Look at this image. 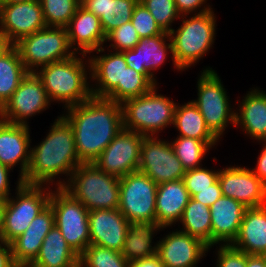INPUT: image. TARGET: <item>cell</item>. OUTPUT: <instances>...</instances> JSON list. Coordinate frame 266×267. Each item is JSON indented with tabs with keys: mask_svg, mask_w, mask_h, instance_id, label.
<instances>
[{
	"mask_svg": "<svg viewBox=\"0 0 266 267\" xmlns=\"http://www.w3.org/2000/svg\"><path fill=\"white\" fill-rule=\"evenodd\" d=\"M62 115L74 132L76 152L83 163H92L124 128L121 103L91 96L66 108Z\"/></svg>",
	"mask_w": 266,
	"mask_h": 267,
	"instance_id": "cell-1",
	"label": "cell"
},
{
	"mask_svg": "<svg viewBox=\"0 0 266 267\" xmlns=\"http://www.w3.org/2000/svg\"><path fill=\"white\" fill-rule=\"evenodd\" d=\"M30 150V163L22 179L29 185H53L56 177L70 176L83 163L76 152L73 128L61 115L51 125L46 138Z\"/></svg>",
	"mask_w": 266,
	"mask_h": 267,
	"instance_id": "cell-2",
	"label": "cell"
},
{
	"mask_svg": "<svg viewBox=\"0 0 266 267\" xmlns=\"http://www.w3.org/2000/svg\"><path fill=\"white\" fill-rule=\"evenodd\" d=\"M84 57L86 58L87 55L82 54L79 58L76 54L68 59L43 66L35 72L42 80L50 102L65 103L66 109L92 96L89 82H87L90 78L88 77V73L90 74L89 57L87 61Z\"/></svg>",
	"mask_w": 266,
	"mask_h": 267,
	"instance_id": "cell-3",
	"label": "cell"
},
{
	"mask_svg": "<svg viewBox=\"0 0 266 267\" xmlns=\"http://www.w3.org/2000/svg\"><path fill=\"white\" fill-rule=\"evenodd\" d=\"M59 179L56 186L63 187L89 211L119 208L120 178L103 172L93 162L81 163L67 181Z\"/></svg>",
	"mask_w": 266,
	"mask_h": 267,
	"instance_id": "cell-4",
	"label": "cell"
},
{
	"mask_svg": "<svg viewBox=\"0 0 266 267\" xmlns=\"http://www.w3.org/2000/svg\"><path fill=\"white\" fill-rule=\"evenodd\" d=\"M193 15L189 19L187 15H181V26L169 32L172 61L174 68L179 71L187 70L199 62L215 40L216 16L213 10Z\"/></svg>",
	"mask_w": 266,
	"mask_h": 267,
	"instance_id": "cell-5",
	"label": "cell"
},
{
	"mask_svg": "<svg viewBox=\"0 0 266 267\" xmlns=\"http://www.w3.org/2000/svg\"><path fill=\"white\" fill-rule=\"evenodd\" d=\"M156 91L154 86L148 93L121 103L124 129L156 136L158 131L173 125L177 103Z\"/></svg>",
	"mask_w": 266,
	"mask_h": 267,
	"instance_id": "cell-6",
	"label": "cell"
},
{
	"mask_svg": "<svg viewBox=\"0 0 266 267\" xmlns=\"http://www.w3.org/2000/svg\"><path fill=\"white\" fill-rule=\"evenodd\" d=\"M15 191L16 199L10 196L4 210L2 242L8 244L26 231L32 220L49 205L52 189L48 185L25 184L19 178Z\"/></svg>",
	"mask_w": 266,
	"mask_h": 267,
	"instance_id": "cell-7",
	"label": "cell"
},
{
	"mask_svg": "<svg viewBox=\"0 0 266 267\" xmlns=\"http://www.w3.org/2000/svg\"><path fill=\"white\" fill-rule=\"evenodd\" d=\"M13 46L28 72H36L39 67L77 54L70 46L65 27L46 26L23 37Z\"/></svg>",
	"mask_w": 266,
	"mask_h": 267,
	"instance_id": "cell-8",
	"label": "cell"
},
{
	"mask_svg": "<svg viewBox=\"0 0 266 267\" xmlns=\"http://www.w3.org/2000/svg\"><path fill=\"white\" fill-rule=\"evenodd\" d=\"M51 191L49 204L54 213V225L67 244L80 255L90 245L89 210L63 187Z\"/></svg>",
	"mask_w": 266,
	"mask_h": 267,
	"instance_id": "cell-9",
	"label": "cell"
},
{
	"mask_svg": "<svg viewBox=\"0 0 266 267\" xmlns=\"http://www.w3.org/2000/svg\"><path fill=\"white\" fill-rule=\"evenodd\" d=\"M198 97L192 100L210 131L219 139L229 123L234 126L235 110L217 72L206 68L197 81Z\"/></svg>",
	"mask_w": 266,
	"mask_h": 267,
	"instance_id": "cell-10",
	"label": "cell"
},
{
	"mask_svg": "<svg viewBox=\"0 0 266 267\" xmlns=\"http://www.w3.org/2000/svg\"><path fill=\"white\" fill-rule=\"evenodd\" d=\"M157 187L140 171L120 178L118 209L129 222H156Z\"/></svg>",
	"mask_w": 266,
	"mask_h": 267,
	"instance_id": "cell-11",
	"label": "cell"
},
{
	"mask_svg": "<svg viewBox=\"0 0 266 267\" xmlns=\"http://www.w3.org/2000/svg\"><path fill=\"white\" fill-rule=\"evenodd\" d=\"M50 105L42 80L35 72H28L0 108V119L7 123L28 125L27 119L46 110Z\"/></svg>",
	"mask_w": 266,
	"mask_h": 267,
	"instance_id": "cell-12",
	"label": "cell"
},
{
	"mask_svg": "<svg viewBox=\"0 0 266 267\" xmlns=\"http://www.w3.org/2000/svg\"><path fill=\"white\" fill-rule=\"evenodd\" d=\"M139 171L156 184L181 180L186 173L169 141L158 136H144L141 143Z\"/></svg>",
	"mask_w": 266,
	"mask_h": 267,
	"instance_id": "cell-13",
	"label": "cell"
},
{
	"mask_svg": "<svg viewBox=\"0 0 266 267\" xmlns=\"http://www.w3.org/2000/svg\"><path fill=\"white\" fill-rule=\"evenodd\" d=\"M143 138L144 135L123 128L93 163L103 172L119 178L139 171Z\"/></svg>",
	"mask_w": 266,
	"mask_h": 267,
	"instance_id": "cell-14",
	"label": "cell"
},
{
	"mask_svg": "<svg viewBox=\"0 0 266 267\" xmlns=\"http://www.w3.org/2000/svg\"><path fill=\"white\" fill-rule=\"evenodd\" d=\"M45 27L39 0L0 4V33L11 45Z\"/></svg>",
	"mask_w": 266,
	"mask_h": 267,
	"instance_id": "cell-15",
	"label": "cell"
},
{
	"mask_svg": "<svg viewBox=\"0 0 266 267\" xmlns=\"http://www.w3.org/2000/svg\"><path fill=\"white\" fill-rule=\"evenodd\" d=\"M160 240L157 241V254L165 267H196L210 250L199 238L177 229Z\"/></svg>",
	"mask_w": 266,
	"mask_h": 267,
	"instance_id": "cell-16",
	"label": "cell"
},
{
	"mask_svg": "<svg viewBox=\"0 0 266 267\" xmlns=\"http://www.w3.org/2000/svg\"><path fill=\"white\" fill-rule=\"evenodd\" d=\"M218 181L223 196L235 199L247 208L262 206L265 184L251 168L225 167L219 170Z\"/></svg>",
	"mask_w": 266,
	"mask_h": 267,
	"instance_id": "cell-17",
	"label": "cell"
},
{
	"mask_svg": "<svg viewBox=\"0 0 266 267\" xmlns=\"http://www.w3.org/2000/svg\"><path fill=\"white\" fill-rule=\"evenodd\" d=\"M169 43H166L167 40ZM172 53V43L169 33L163 32L148 38H141L131 50L123 51L127 66L142 73L154 86L158 85L154 72L165 63L167 52Z\"/></svg>",
	"mask_w": 266,
	"mask_h": 267,
	"instance_id": "cell-18",
	"label": "cell"
},
{
	"mask_svg": "<svg viewBox=\"0 0 266 267\" xmlns=\"http://www.w3.org/2000/svg\"><path fill=\"white\" fill-rule=\"evenodd\" d=\"M90 244L121 252L129 221L119 209L89 211Z\"/></svg>",
	"mask_w": 266,
	"mask_h": 267,
	"instance_id": "cell-19",
	"label": "cell"
},
{
	"mask_svg": "<svg viewBox=\"0 0 266 267\" xmlns=\"http://www.w3.org/2000/svg\"><path fill=\"white\" fill-rule=\"evenodd\" d=\"M65 28L70 46L75 53L87 55L93 51H96V54L105 51L103 45L106 35L102 30L100 19L81 5Z\"/></svg>",
	"mask_w": 266,
	"mask_h": 267,
	"instance_id": "cell-20",
	"label": "cell"
},
{
	"mask_svg": "<svg viewBox=\"0 0 266 267\" xmlns=\"http://www.w3.org/2000/svg\"><path fill=\"white\" fill-rule=\"evenodd\" d=\"M29 130L28 125L7 123L0 119V163L11 169L19 163L21 179L26 176L30 163Z\"/></svg>",
	"mask_w": 266,
	"mask_h": 267,
	"instance_id": "cell-21",
	"label": "cell"
},
{
	"mask_svg": "<svg viewBox=\"0 0 266 267\" xmlns=\"http://www.w3.org/2000/svg\"><path fill=\"white\" fill-rule=\"evenodd\" d=\"M209 209L211 247L219 243L231 245L238 235L247 207L235 199L222 195Z\"/></svg>",
	"mask_w": 266,
	"mask_h": 267,
	"instance_id": "cell-22",
	"label": "cell"
},
{
	"mask_svg": "<svg viewBox=\"0 0 266 267\" xmlns=\"http://www.w3.org/2000/svg\"><path fill=\"white\" fill-rule=\"evenodd\" d=\"M54 224V213L49 204L32 220L26 231L10 243L14 262L19 267H28L35 260Z\"/></svg>",
	"mask_w": 266,
	"mask_h": 267,
	"instance_id": "cell-23",
	"label": "cell"
},
{
	"mask_svg": "<svg viewBox=\"0 0 266 267\" xmlns=\"http://www.w3.org/2000/svg\"><path fill=\"white\" fill-rule=\"evenodd\" d=\"M109 53L89 58L90 79L96 80V86H90L93 97L106 98L118 85H123L124 70L128 67L123 52Z\"/></svg>",
	"mask_w": 266,
	"mask_h": 267,
	"instance_id": "cell-24",
	"label": "cell"
},
{
	"mask_svg": "<svg viewBox=\"0 0 266 267\" xmlns=\"http://www.w3.org/2000/svg\"><path fill=\"white\" fill-rule=\"evenodd\" d=\"M248 255L266 256V209L247 208L236 239L231 244Z\"/></svg>",
	"mask_w": 266,
	"mask_h": 267,
	"instance_id": "cell-25",
	"label": "cell"
},
{
	"mask_svg": "<svg viewBox=\"0 0 266 267\" xmlns=\"http://www.w3.org/2000/svg\"><path fill=\"white\" fill-rule=\"evenodd\" d=\"M189 199V192L182 179L158 184L156 222L163 230L180 221Z\"/></svg>",
	"mask_w": 266,
	"mask_h": 267,
	"instance_id": "cell-26",
	"label": "cell"
},
{
	"mask_svg": "<svg viewBox=\"0 0 266 267\" xmlns=\"http://www.w3.org/2000/svg\"><path fill=\"white\" fill-rule=\"evenodd\" d=\"M239 112V113H238ZM235 112L234 126L257 141L266 140V93L258 88L248 91Z\"/></svg>",
	"mask_w": 266,
	"mask_h": 267,
	"instance_id": "cell-27",
	"label": "cell"
},
{
	"mask_svg": "<svg viewBox=\"0 0 266 267\" xmlns=\"http://www.w3.org/2000/svg\"><path fill=\"white\" fill-rule=\"evenodd\" d=\"M28 267H79V255L54 225L44 238L38 256Z\"/></svg>",
	"mask_w": 266,
	"mask_h": 267,
	"instance_id": "cell-28",
	"label": "cell"
},
{
	"mask_svg": "<svg viewBox=\"0 0 266 267\" xmlns=\"http://www.w3.org/2000/svg\"><path fill=\"white\" fill-rule=\"evenodd\" d=\"M161 229L157 222H130L121 254L129 263L157 254L158 243L152 246V239Z\"/></svg>",
	"mask_w": 266,
	"mask_h": 267,
	"instance_id": "cell-29",
	"label": "cell"
},
{
	"mask_svg": "<svg viewBox=\"0 0 266 267\" xmlns=\"http://www.w3.org/2000/svg\"><path fill=\"white\" fill-rule=\"evenodd\" d=\"M139 0H86L81 4L100 19L105 35L113 29L131 21Z\"/></svg>",
	"mask_w": 266,
	"mask_h": 267,
	"instance_id": "cell-30",
	"label": "cell"
},
{
	"mask_svg": "<svg viewBox=\"0 0 266 267\" xmlns=\"http://www.w3.org/2000/svg\"><path fill=\"white\" fill-rule=\"evenodd\" d=\"M173 126L182 137L201 141H219L206 125L201 112L192 100L182 106L176 105Z\"/></svg>",
	"mask_w": 266,
	"mask_h": 267,
	"instance_id": "cell-31",
	"label": "cell"
},
{
	"mask_svg": "<svg viewBox=\"0 0 266 267\" xmlns=\"http://www.w3.org/2000/svg\"><path fill=\"white\" fill-rule=\"evenodd\" d=\"M28 74L17 49L12 45L0 56V108Z\"/></svg>",
	"mask_w": 266,
	"mask_h": 267,
	"instance_id": "cell-32",
	"label": "cell"
},
{
	"mask_svg": "<svg viewBox=\"0 0 266 267\" xmlns=\"http://www.w3.org/2000/svg\"><path fill=\"white\" fill-rule=\"evenodd\" d=\"M182 232L199 238L211 247V216L208 206L190 197L180 219Z\"/></svg>",
	"mask_w": 266,
	"mask_h": 267,
	"instance_id": "cell-33",
	"label": "cell"
},
{
	"mask_svg": "<svg viewBox=\"0 0 266 267\" xmlns=\"http://www.w3.org/2000/svg\"><path fill=\"white\" fill-rule=\"evenodd\" d=\"M218 141H201L195 138L178 136L170 142L175 155L182 163L183 168L192 170L201 167L203 157ZM201 165V166H200Z\"/></svg>",
	"mask_w": 266,
	"mask_h": 267,
	"instance_id": "cell-34",
	"label": "cell"
},
{
	"mask_svg": "<svg viewBox=\"0 0 266 267\" xmlns=\"http://www.w3.org/2000/svg\"><path fill=\"white\" fill-rule=\"evenodd\" d=\"M154 85L142 74L130 67L124 70L123 85H118L106 99L122 103L123 101L148 93Z\"/></svg>",
	"mask_w": 266,
	"mask_h": 267,
	"instance_id": "cell-35",
	"label": "cell"
},
{
	"mask_svg": "<svg viewBox=\"0 0 266 267\" xmlns=\"http://www.w3.org/2000/svg\"><path fill=\"white\" fill-rule=\"evenodd\" d=\"M127 259L116 250L90 244L79 255V267H129Z\"/></svg>",
	"mask_w": 266,
	"mask_h": 267,
	"instance_id": "cell-36",
	"label": "cell"
},
{
	"mask_svg": "<svg viewBox=\"0 0 266 267\" xmlns=\"http://www.w3.org/2000/svg\"><path fill=\"white\" fill-rule=\"evenodd\" d=\"M46 26L66 27L80 4L77 0H39Z\"/></svg>",
	"mask_w": 266,
	"mask_h": 267,
	"instance_id": "cell-37",
	"label": "cell"
},
{
	"mask_svg": "<svg viewBox=\"0 0 266 267\" xmlns=\"http://www.w3.org/2000/svg\"><path fill=\"white\" fill-rule=\"evenodd\" d=\"M151 13L157 25L163 32L169 33L173 21L181 18L174 0H139Z\"/></svg>",
	"mask_w": 266,
	"mask_h": 267,
	"instance_id": "cell-38",
	"label": "cell"
},
{
	"mask_svg": "<svg viewBox=\"0 0 266 267\" xmlns=\"http://www.w3.org/2000/svg\"><path fill=\"white\" fill-rule=\"evenodd\" d=\"M219 170H210L206 168L197 167L192 170H187L182 180L190 197L207 188L218 179Z\"/></svg>",
	"mask_w": 266,
	"mask_h": 267,
	"instance_id": "cell-39",
	"label": "cell"
},
{
	"mask_svg": "<svg viewBox=\"0 0 266 267\" xmlns=\"http://www.w3.org/2000/svg\"><path fill=\"white\" fill-rule=\"evenodd\" d=\"M139 40L140 37L130 21L110 31L105 42H112L108 47L113 48V51L123 52L133 49Z\"/></svg>",
	"mask_w": 266,
	"mask_h": 267,
	"instance_id": "cell-40",
	"label": "cell"
},
{
	"mask_svg": "<svg viewBox=\"0 0 266 267\" xmlns=\"http://www.w3.org/2000/svg\"><path fill=\"white\" fill-rule=\"evenodd\" d=\"M131 23L135 27L140 39L161 35L163 33L151 13L140 2L135 6Z\"/></svg>",
	"mask_w": 266,
	"mask_h": 267,
	"instance_id": "cell-41",
	"label": "cell"
},
{
	"mask_svg": "<svg viewBox=\"0 0 266 267\" xmlns=\"http://www.w3.org/2000/svg\"><path fill=\"white\" fill-rule=\"evenodd\" d=\"M216 267H246V253L231 245H220Z\"/></svg>",
	"mask_w": 266,
	"mask_h": 267,
	"instance_id": "cell-42",
	"label": "cell"
},
{
	"mask_svg": "<svg viewBox=\"0 0 266 267\" xmlns=\"http://www.w3.org/2000/svg\"><path fill=\"white\" fill-rule=\"evenodd\" d=\"M177 11L181 14V15H191V13L196 12V10L200 9L201 6L202 9L199 10L198 14L200 13H204L207 11H211L212 8L210 7V5H203L207 3V0H174Z\"/></svg>",
	"mask_w": 266,
	"mask_h": 267,
	"instance_id": "cell-43",
	"label": "cell"
},
{
	"mask_svg": "<svg viewBox=\"0 0 266 267\" xmlns=\"http://www.w3.org/2000/svg\"><path fill=\"white\" fill-rule=\"evenodd\" d=\"M222 196L221 186L218 179L211 185V188L200 190L192 198L210 207Z\"/></svg>",
	"mask_w": 266,
	"mask_h": 267,
	"instance_id": "cell-44",
	"label": "cell"
},
{
	"mask_svg": "<svg viewBox=\"0 0 266 267\" xmlns=\"http://www.w3.org/2000/svg\"><path fill=\"white\" fill-rule=\"evenodd\" d=\"M11 168L0 163V199L7 200L12 193H10L9 173Z\"/></svg>",
	"mask_w": 266,
	"mask_h": 267,
	"instance_id": "cell-45",
	"label": "cell"
},
{
	"mask_svg": "<svg viewBox=\"0 0 266 267\" xmlns=\"http://www.w3.org/2000/svg\"><path fill=\"white\" fill-rule=\"evenodd\" d=\"M264 142L263 148L257 160V166L251 171L264 183L266 184V140Z\"/></svg>",
	"mask_w": 266,
	"mask_h": 267,
	"instance_id": "cell-46",
	"label": "cell"
},
{
	"mask_svg": "<svg viewBox=\"0 0 266 267\" xmlns=\"http://www.w3.org/2000/svg\"><path fill=\"white\" fill-rule=\"evenodd\" d=\"M0 267H19L13 259L11 245L0 242Z\"/></svg>",
	"mask_w": 266,
	"mask_h": 267,
	"instance_id": "cell-47",
	"label": "cell"
},
{
	"mask_svg": "<svg viewBox=\"0 0 266 267\" xmlns=\"http://www.w3.org/2000/svg\"><path fill=\"white\" fill-rule=\"evenodd\" d=\"M134 267H165L158 256L155 254L153 256L143 258L131 263Z\"/></svg>",
	"mask_w": 266,
	"mask_h": 267,
	"instance_id": "cell-48",
	"label": "cell"
},
{
	"mask_svg": "<svg viewBox=\"0 0 266 267\" xmlns=\"http://www.w3.org/2000/svg\"><path fill=\"white\" fill-rule=\"evenodd\" d=\"M246 267H266V256L246 254Z\"/></svg>",
	"mask_w": 266,
	"mask_h": 267,
	"instance_id": "cell-49",
	"label": "cell"
},
{
	"mask_svg": "<svg viewBox=\"0 0 266 267\" xmlns=\"http://www.w3.org/2000/svg\"><path fill=\"white\" fill-rule=\"evenodd\" d=\"M5 206H6V200L0 199V242L2 241V230H3Z\"/></svg>",
	"mask_w": 266,
	"mask_h": 267,
	"instance_id": "cell-50",
	"label": "cell"
},
{
	"mask_svg": "<svg viewBox=\"0 0 266 267\" xmlns=\"http://www.w3.org/2000/svg\"><path fill=\"white\" fill-rule=\"evenodd\" d=\"M12 45L9 41L0 33V56L6 52Z\"/></svg>",
	"mask_w": 266,
	"mask_h": 267,
	"instance_id": "cell-51",
	"label": "cell"
},
{
	"mask_svg": "<svg viewBox=\"0 0 266 267\" xmlns=\"http://www.w3.org/2000/svg\"><path fill=\"white\" fill-rule=\"evenodd\" d=\"M32 0H0V4H11V3H17V2H27Z\"/></svg>",
	"mask_w": 266,
	"mask_h": 267,
	"instance_id": "cell-52",
	"label": "cell"
},
{
	"mask_svg": "<svg viewBox=\"0 0 266 267\" xmlns=\"http://www.w3.org/2000/svg\"><path fill=\"white\" fill-rule=\"evenodd\" d=\"M262 207L266 209V184H265V187H264V198H263Z\"/></svg>",
	"mask_w": 266,
	"mask_h": 267,
	"instance_id": "cell-53",
	"label": "cell"
},
{
	"mask_svg": "<svg viewBox=\"0 0 266 267\" xmlns=\"http://www.w3.org/2000/svg\"><path fill=\"white\" fill-rule=\"evenodd\" d=\"M86 0H77V2L81 5L82 3H84Z\"/></svg>",
	"mask_w": 266,
	"mask_h": 267,
	"instance_id": "cell-54",
	"label": "cell"
}]
</instances>
